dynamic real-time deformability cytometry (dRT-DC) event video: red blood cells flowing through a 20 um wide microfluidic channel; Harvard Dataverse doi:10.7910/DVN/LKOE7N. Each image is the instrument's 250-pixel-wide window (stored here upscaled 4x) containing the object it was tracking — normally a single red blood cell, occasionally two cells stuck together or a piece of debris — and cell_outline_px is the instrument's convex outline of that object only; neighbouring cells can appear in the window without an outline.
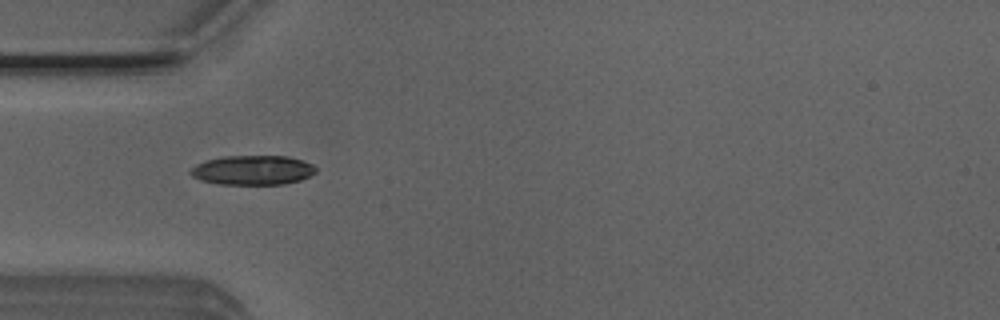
{"species": "Egyptian fruit bat (a non-hibernating species)", "species_latin": "Rousettus aegyptiacus", "temperature_condition": "room temperature", "stored_images_in_passage": 37, "camera_frame_rate_fps": 3000, "um_per_image_px": 0.085, "animal": {"sex": "male"}, "frame": {"image": 1, "passage_image": 1, "time_ms": 0.0, "image_size_px": [1000, 320], "cell_outline_px": [[316, 172], [300, 180], [284, 184], [216, 184], [200, 180], [192, 176], [188, 172], [196, 164], [204, 160], [220, 156], [288, 156], [304, 160], [312, 164], [316, 168]], "centroid_in_image_um": [21.45, 14.45], "position_along_channel_um": 63.6, "area_um2": 21.73}}
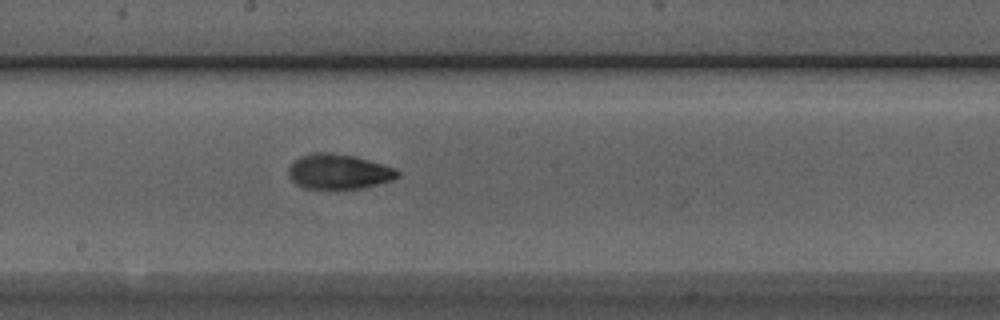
{"frame": {"image": 2, "passage_image": 13, "time_ms": 4.0, "image_size_px": [1000, 320], "cell_outline_px": [[400, 176], [392, 180], [364, 188], [304, 188], [296, 184], [292, 180], [288, 172], [288, 168], [300, 156], [312, 152], [328, 152], [356, 156], [384, 164], [396, 168], [400, 172]], "centroid_in_image_um": [28.83, 14.57], "position_along_channel_um": 219.4, "area_um2": 22.31}}
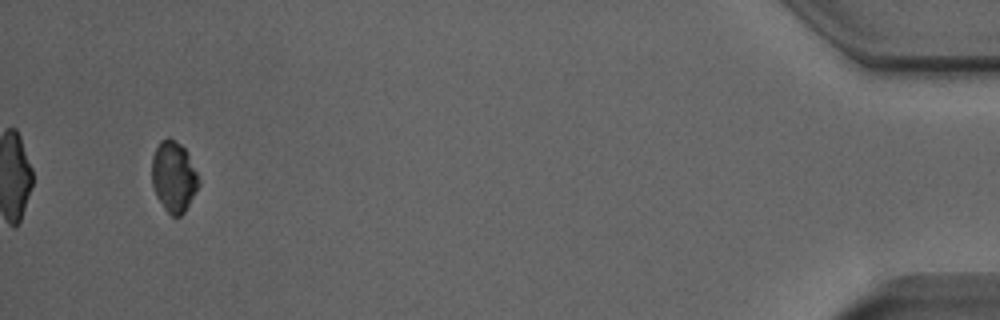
{"frame": {"image": 3, "passage_image": 35, "time_ms": 11.333, "image_size_px": [1000, 320], "cell_outline_px": [[200, 184], [184, 212], [180, 216], [172, 216], [164, 208], [156, 196], [152, 184], [152, 156], [160, 140], [168, 136], [180, 144], [184, 148], [200, 180]], "centroid_in_image_um": [14.75, 15.01], "position_along_channel_um": 420.5, "area_um2": 19.13}, "authors_computed_cell_mechanics": {"area_um2": 21.1548, "velocity_mm_per_s": 3.8926, "shape_relaxation_time_tau1_ms": 6.1362, "shape_relaxation_time_tau2_ms": 1.7092, "deformation_change_tau1": 0.1815, "deformation_change_tau2": 0.0669}}